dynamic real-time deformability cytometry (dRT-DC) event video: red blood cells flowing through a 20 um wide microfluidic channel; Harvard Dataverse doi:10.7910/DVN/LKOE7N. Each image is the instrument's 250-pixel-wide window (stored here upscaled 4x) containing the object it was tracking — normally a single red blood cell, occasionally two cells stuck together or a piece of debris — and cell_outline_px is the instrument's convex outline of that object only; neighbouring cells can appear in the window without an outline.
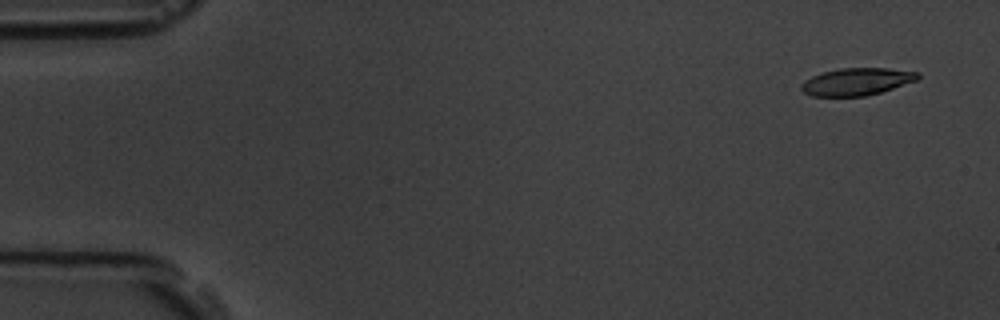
{"species": "common noctule bat (a hibernating species)", "species_latin": "Nyctalus noctula", "temperature_condition": "room temperature", "stored_images_in_passage": 5, "segment_of_instrument_passage": [1, 2], "camera_frame_rate_fps": 3000, "um_per_image_px": 0.085, "animal": {"sex": "male", "body_mass_g": 19.5, "forearm_length_mm": 54.6}, "frame": {"image": 1, "passage_image": 1, "time_ms": 0.0, "image_size_px": [1000, 320], "cell_outline_px": [[920, 76], [916, 80], [880, 92], [864, 96], [812, 96], [804, 92], [800, 88], [800, 84], [804, 80], [812, 76], [824, 72], [840, 68], [888, 68], [920, 72]], "centroid_in_image_um": [72.8, 6.93], "position_along_channel_um": 12.2, "area_um2": 18.44}}
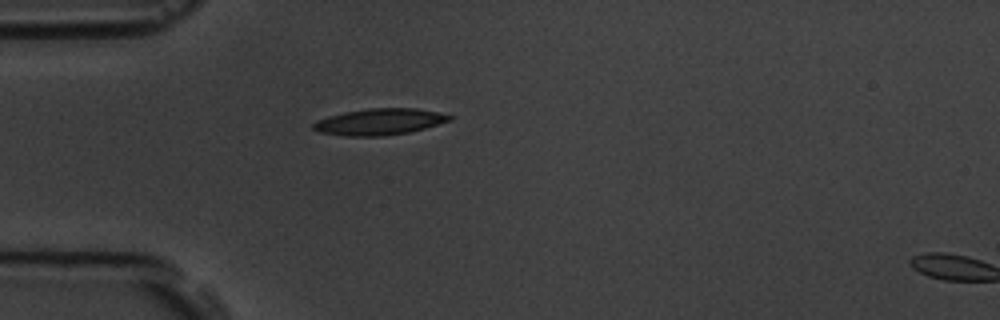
{"frame": {"image": 2, "passage_image": 4, "time_ms": 4.333, "image_size_px": [1000, 320], "cell_outline_px": [[452, 120], [424, 128], [408, 132], [384, 136], [344, 136], [320, 132], [312, 128], [312, 124], [316, 120], [328, 116], [344, 112], [368, 108], [416, 108], [436, 112], [452, 116]], "centroid_in_image_um": [32.21, 10.35], "position_along_channel_um": 52.8, "area_um2": 20.87}}